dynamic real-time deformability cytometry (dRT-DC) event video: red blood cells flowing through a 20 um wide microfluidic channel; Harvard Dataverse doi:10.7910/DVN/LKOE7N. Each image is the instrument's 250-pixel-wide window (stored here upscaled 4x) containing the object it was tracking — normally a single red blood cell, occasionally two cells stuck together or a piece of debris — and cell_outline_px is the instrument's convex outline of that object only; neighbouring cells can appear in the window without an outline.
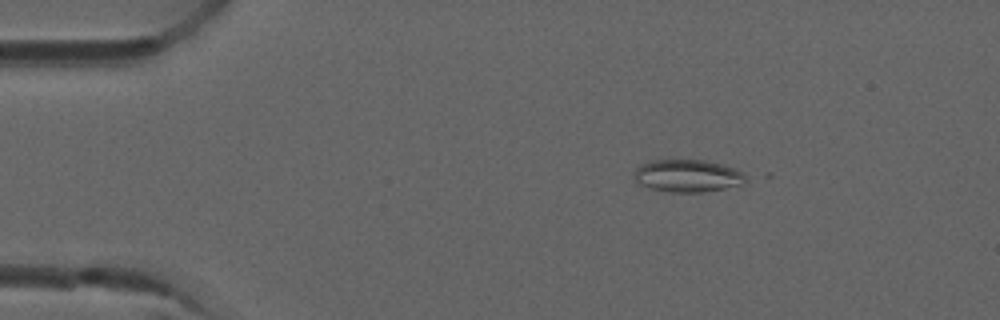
{"species": "common noctule bat (a hibernating species)", "species_latin": "Nyctalus noctula", "temperature_condition": "room temperature", "stored_images_in_passage": 4, "camera_frame_rate_fps": 3000, "um_per_image_px": 0.085, "animal": {"sex": "male", "forearm_length_mm": 52.5}, "frame": {"image": 1, "passage_image": 2, "time_ms": 0.333, "image_size_px": [1000, 320], "cell_outline_px": [[752, 176], [744, 184], [704, 192], [672, 192], [648, 188], [640, 184], [632, 176], [636, 168], [640, 164], [652, 160], [704, 160], [724, 164], [744, 172]], "centroid_in_image_um": [58.5, 14.94], "position_along_channel_um": 26.5, "area_um2": 21.56}}